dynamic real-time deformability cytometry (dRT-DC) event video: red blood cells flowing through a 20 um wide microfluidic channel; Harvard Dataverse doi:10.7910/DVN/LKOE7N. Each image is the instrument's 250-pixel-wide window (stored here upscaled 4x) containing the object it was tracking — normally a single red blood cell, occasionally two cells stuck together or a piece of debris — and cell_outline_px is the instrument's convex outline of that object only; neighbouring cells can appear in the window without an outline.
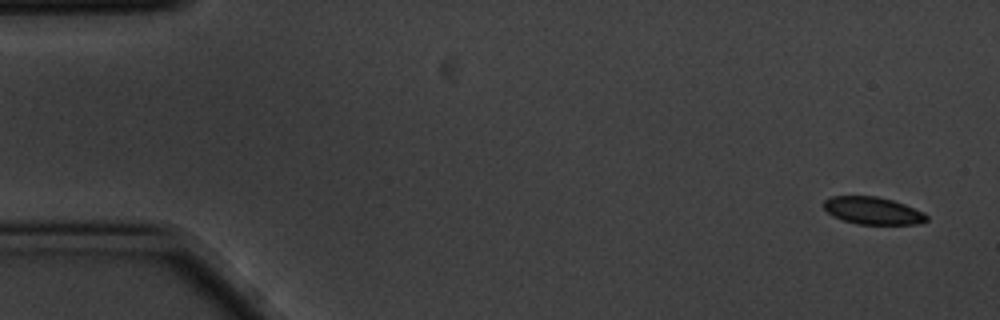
{"species": "common noctule bat (a hibernating species)", "species_latin": "Nyctalus noctula", "temperature_condition": "cold", "stored_images_in_passage": 5, "camera_frame_rate_fps": 3000, "um_per_image_px": 0.085, "animal": {"sex": "male", "body_mass_g": 20.1, "forearm_length_mm": 53.5}, "frame": {"image": 1, "passage_image": 1, "time_ms": 0.0, "image_size_px": [1000, 320], "cell_outline_px": [[928, 220], [920, 224], [856, 224], [832, 216], [824, 208], [824, 200], [832, 196], [876, 196], [892, 200], [904, 204], [924, 212], [928, 216]], "centroid_in_image_um": [74.2, 17.91], "position_along_channel_um": 10.8, "area_um2": 16.42}}
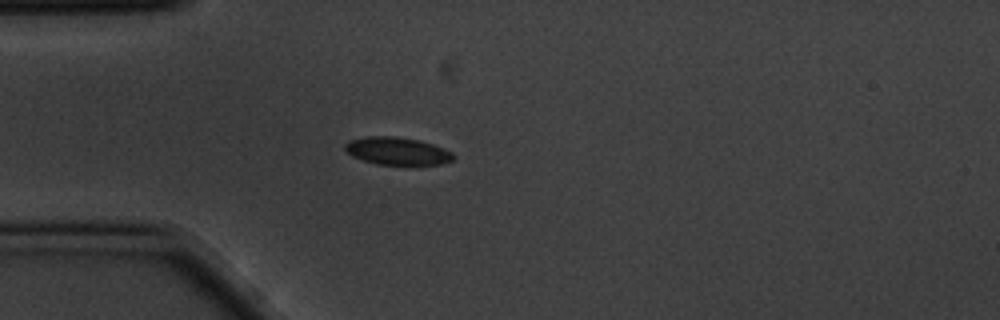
{"frame": {"image": 2, "passage_image": 5, "time_ms": 1.333, "image_size_px": [1000, 320], "cell_outline_px": [[456, 156], [452, 160], [440, 164], [376, 164], [352, 156], [344, 148], [344, 144], [348, 140], [368, 136], [396, 136], [420, 140], [432, 144], [452, 152]], "centroid_in_image_um": [33.74, 12.82], "position_along_channel_um": 51.3, "area_um2": 17.34}}